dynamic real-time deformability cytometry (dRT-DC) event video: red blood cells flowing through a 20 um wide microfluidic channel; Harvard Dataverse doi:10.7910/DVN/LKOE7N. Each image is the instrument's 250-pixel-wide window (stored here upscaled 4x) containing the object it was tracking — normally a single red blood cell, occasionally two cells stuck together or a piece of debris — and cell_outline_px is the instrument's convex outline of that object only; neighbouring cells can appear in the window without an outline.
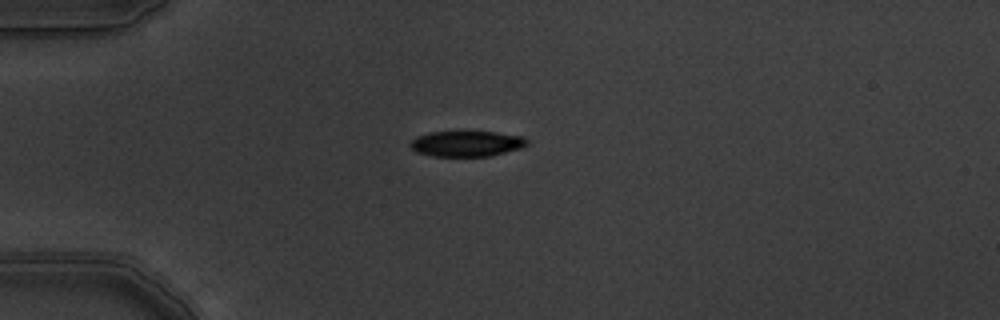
{"species": "common noctule bat (a hibernating species)", "species_latin": "Nyctalus noctula", "temperature_condition": "warm", "stored_images_in_passage": 7, "camera_frame_rate_fps": 3000, "um_per_image_px": 0.085, "animal": {"sex": "male", "body_mass_g": 19.5, "forearm_length_mm": 54.6}, "frame": {"image": 1, "passage_image": 1, "time_ms": 0.0, "image_size_px": [1000, 320], "cell_outline_px": [[528, 144], [520, 148], [492, 156], [432, 156], [416, 152], [408, 144], [416, 136], [432, 132], [496, 132], [524, 136], [528, 140]], "centroid_in_image_um": [39.67, 12.21], "position_along_channel_um": 45.3, "area_um2": 17.46}}
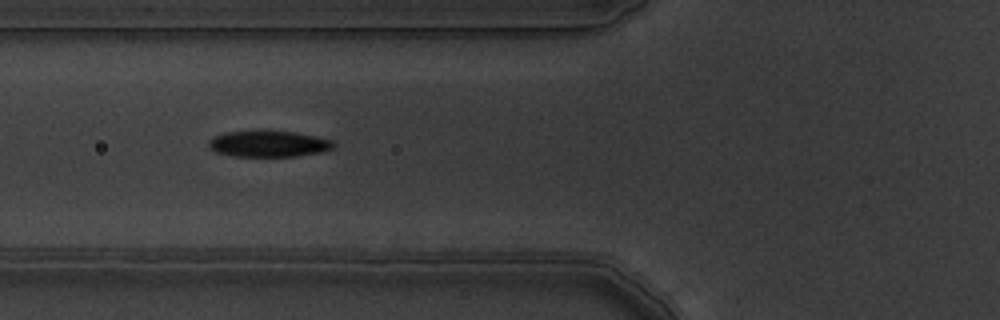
{"frame": {"image": 2, "passage_image": 3, "time_ms": 0.667, "image_size_px": [1000, 320], "cell_outline_px": [[336, 144], [332, 148], [324, 152], [296, 156], [232, 156], [216, 152], [208, 144], [208, 140], [216, 136], [228, 132], [260, 128], [268, 128], [296, 132], [316, 136], [332, 140]], "centroid_in_image_um": [22.86, 12.18], "position_along_channel_um": 102.9, "area_um2": 19.77}}
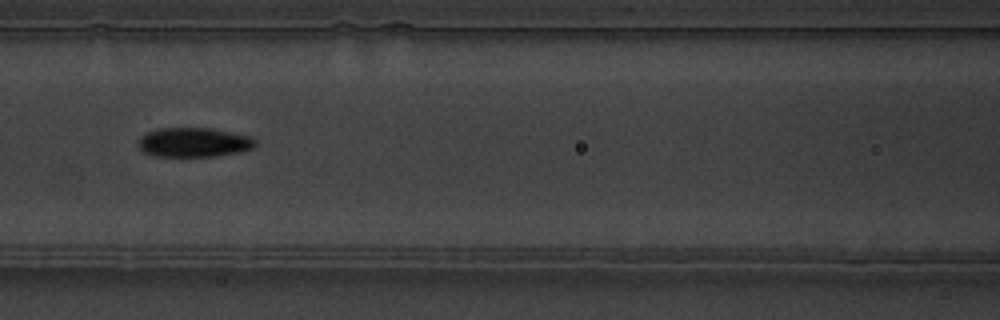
{"frame": {"image": 3, "passage_image": 4, "time_ms": 1.0, "image_size_px": [1000, 320], "cell_outline_px": [[256, 144], [252, 148], [240, 152], [216, 156], [156, 156], [144, 152], [140, 148], [140, 136], [148, 132], [160, 128], [212, 128], [248, 136], [256, 140]], "centroid_in_image_um": [16.49, 12.1], "position_along_channel_um": 150.1, "area_um2": 19.83}}